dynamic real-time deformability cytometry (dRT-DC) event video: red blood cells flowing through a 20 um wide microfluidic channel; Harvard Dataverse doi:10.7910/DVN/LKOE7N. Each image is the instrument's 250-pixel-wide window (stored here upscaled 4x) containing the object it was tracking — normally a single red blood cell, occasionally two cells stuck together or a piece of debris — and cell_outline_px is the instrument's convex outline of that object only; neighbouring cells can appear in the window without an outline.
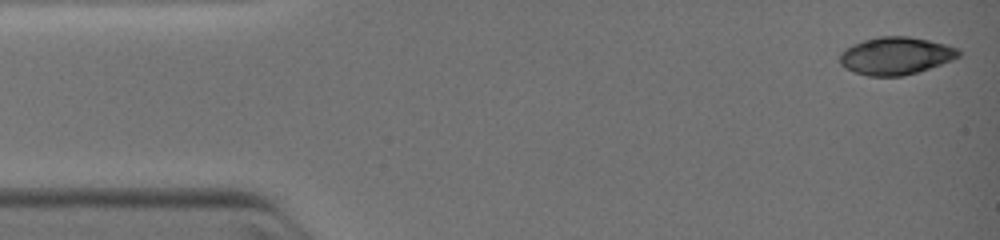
{"species": "common noctule bat (a hibernating species)", "species_latin": "Nyctalus noctula", "temperature_condition": "warm", "stored_images_in_passage": 31, "camera_frame_rate_fps": 3000, "um_per_image_px": 0.085, "animal": {"sex": "female", "body_mass_g": 19.0, "forearm_length_mm": 51.5}, "frame": {"image": 1, "passage_image": 1, "time_ms": 0.0, "image_size_px": [1000, 240], "cell_outline_px": [[960, 56], [952, 60], [916, 72], [900, 76], [868, 76], [844, 68], [840, 64], [840, 52], [844, 48], [852, 44], [864, 40], [880, 36], [908, 36], [928, 40], [960, 48]], "centroid_in_image_um": [76.11, 4.73], "position_along_channel_um": 8.9, "area_um2": 25.95}}
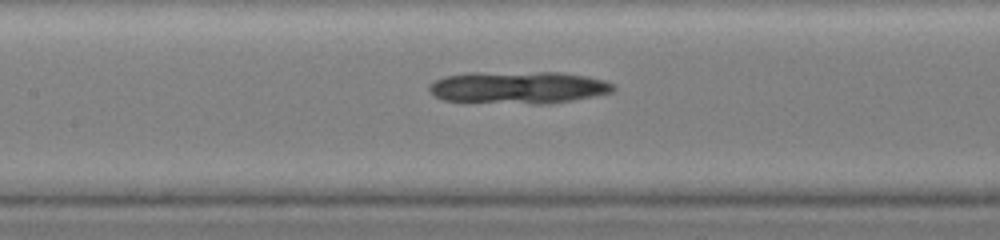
{"frame": {"image": 2, "passage_image": 15, "time_ms": 5.333, "image_size_px": [1000, 240], "cell_outline_px": [[616, 88], [612, 92], [596, 96], [548, 104], [532, 104], [444, 100], [428, 92], [428, 84], [444, 76], [468, 72], [560, 72], [584, 76], [604, 80], [616, 84]], "centroid_in_image_um": [44.07, 7.43], "position_along_channel_um": 163.3, "area_um2": 34.97}}
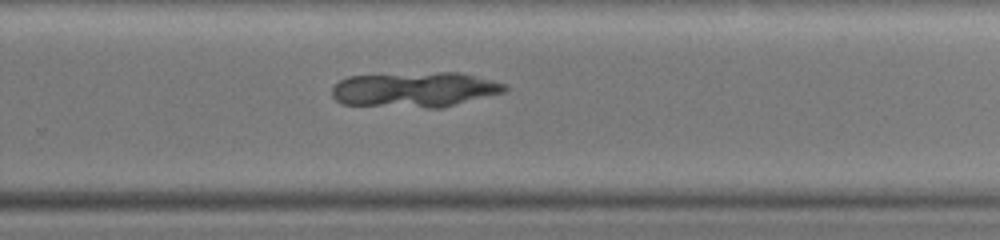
{"frame": {"image": 3, "passage_image": 22, "time_ms": 8.0, "image_size_px": [1000, 240], "cell_outline_px": [[508, 88], [504, 92], [444, 108], [428, 108], [340, 104], [332, 96], [332, 88], [340, 80], [348, 76], [436, 72], [460, 72], [508, 84]], "centroid_in_image_um": [35.29, 7.62], "position_along_channel_um": 294.5, "area_um2": 35.66}}